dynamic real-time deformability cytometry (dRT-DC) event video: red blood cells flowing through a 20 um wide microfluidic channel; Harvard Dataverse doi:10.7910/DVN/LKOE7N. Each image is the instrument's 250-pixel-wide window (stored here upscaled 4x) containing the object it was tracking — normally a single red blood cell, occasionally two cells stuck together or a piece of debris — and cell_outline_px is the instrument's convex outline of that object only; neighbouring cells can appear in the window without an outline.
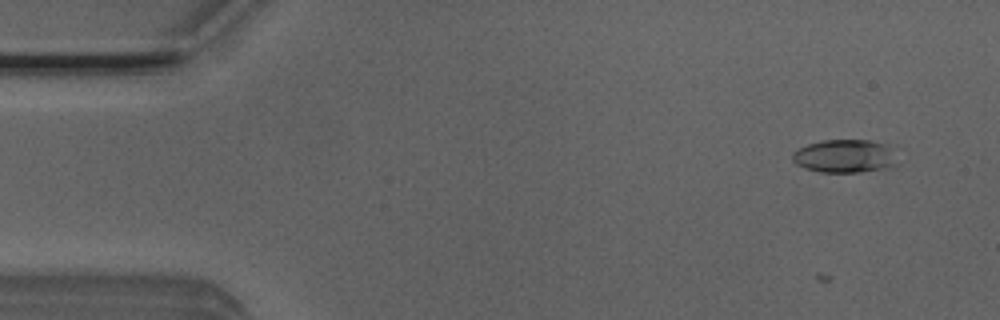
{"species": "Egyptian fruit bat (a non-hibernating species)", "species_latin": "Rousettus aegyptiacus", "temperature_condition": "room temperature", "stored_images_in_passage": 5, "camera_frame_rate_fps": 3000, "um_per_image_px": 0.085, "animal": {"sex": "male"}, "frame": {"image": 1, "passage_image": 2, "time_ms": 0.333, "image_size_px": [1000, 320], "cell_outline_px": [[896, 164], [880, 168], [860, 172], [820, 172], [804, 168], [796, 164], [792, 160], [792, 152], [808, 144], [824, 140], [872, 140], [888, 144]], "centroid_in_image_um": [71.73, 13.26], "position_along_channel_um": 13.3, "area_um2": 20.0}}